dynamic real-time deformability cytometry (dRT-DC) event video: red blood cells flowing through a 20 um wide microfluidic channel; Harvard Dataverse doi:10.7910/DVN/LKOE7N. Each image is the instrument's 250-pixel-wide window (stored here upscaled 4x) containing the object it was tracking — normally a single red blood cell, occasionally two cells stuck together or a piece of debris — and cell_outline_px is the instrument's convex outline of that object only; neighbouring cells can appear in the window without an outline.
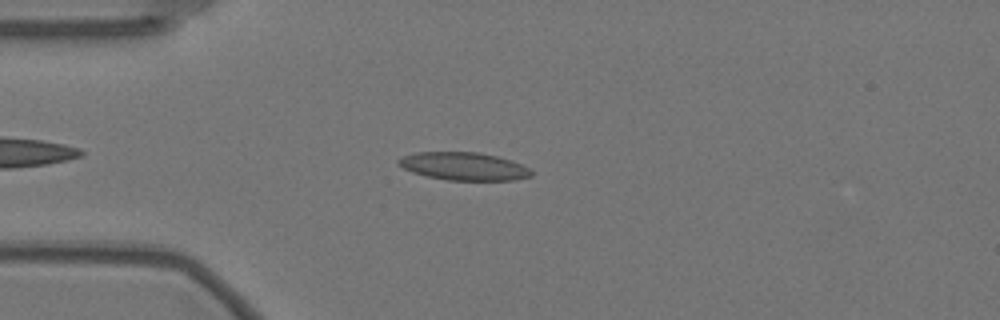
{"species": "Egyptian fruit bat (a non-hibernating species)", "species_latin": "Rousettus aegyptiacus", "temperature_condition": "warm", "stored_images_in_passage": 52, "camera_frame_rate_fps": 3000, "um_per_image_px": 0.085, "animal": {"sex": "female"}, "frame": {"image": 1, "passage_image": 9, "time_ms": 2.667, "image_size_px": [1000, 320], "cell_outline_px": [[532, 176], [516, 180], [448, 180], [428, 176], [412, 172], [396, 164], [396, 160], [404, 156], [416, 152], [480, 152], [512, 160], [528, 168], [532, 172]], "centroid_in_image_um": [39.42, 14.13], "position_along_channel_um": 45.6, "area_um2": 21.56}}
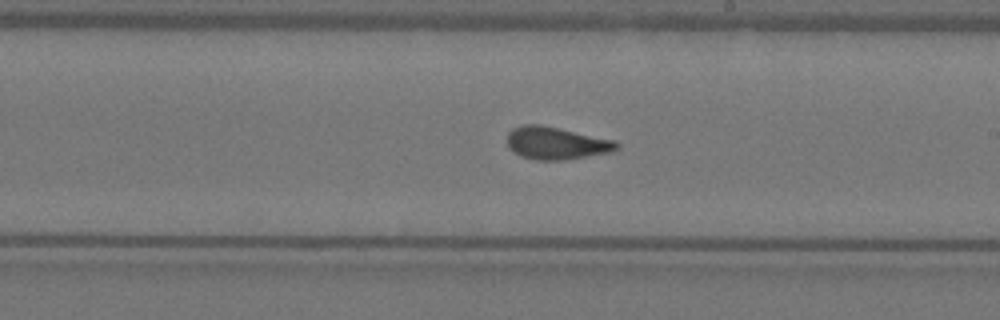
{"frame": {"image": 2, "passage_image": 27, "time_ms": 8.667, "image_size_px": [1000, 320], "cell_outline_px": [[620, 148], [612, 152], [564, 160], [536, 160], [520, 156], [512, 152], [508, 148], [508, 132], [512, 128], [524, 124], [540, 124], [616, 140], [620, 144]], "centroid_in_image_um": [47.29, 12.17], "position_along_channel_um": 241.7, "area_um2": 21.04}}
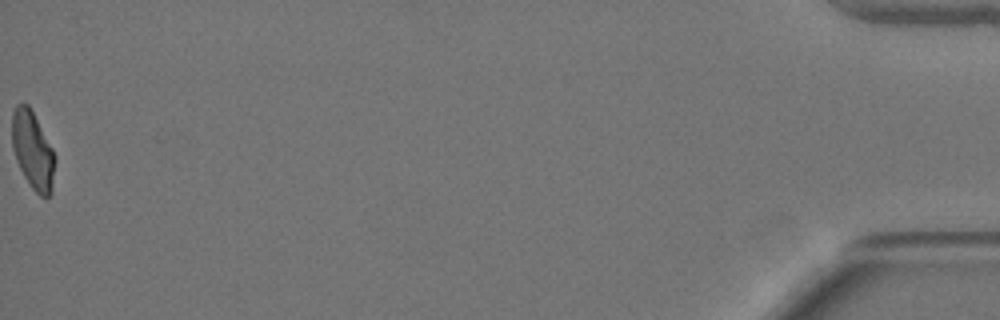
{"frame": {"image": 3, "passage_image": 52, "time_ms": 17.0, "image_size_px": [1000, 320], "cell_outline_px": [[56, 160], [52, 192], [48, 196], [40, 196], [32, 188], [24, 176], [16, 160], [12, 148], [12, 112], [16, 104], [28, 104], [52, 148], [56, 156]], "centroid_in_image_um": [2.79, 12.79], "position_along_channel_um": 432.4, "area_um2": 19.42}, "authors_computed_cell_mechanics": {"area_um2": 20.5479, "velocity_mm_per_s": 3.5176, "shape_relaxation_time_tau1_ms": 7.1916, "shape_relaxation_time_tau2_ms": 1.1373, "deformation_change_tau1": 0.214, "deformation_change_tau2": 0.0843}}